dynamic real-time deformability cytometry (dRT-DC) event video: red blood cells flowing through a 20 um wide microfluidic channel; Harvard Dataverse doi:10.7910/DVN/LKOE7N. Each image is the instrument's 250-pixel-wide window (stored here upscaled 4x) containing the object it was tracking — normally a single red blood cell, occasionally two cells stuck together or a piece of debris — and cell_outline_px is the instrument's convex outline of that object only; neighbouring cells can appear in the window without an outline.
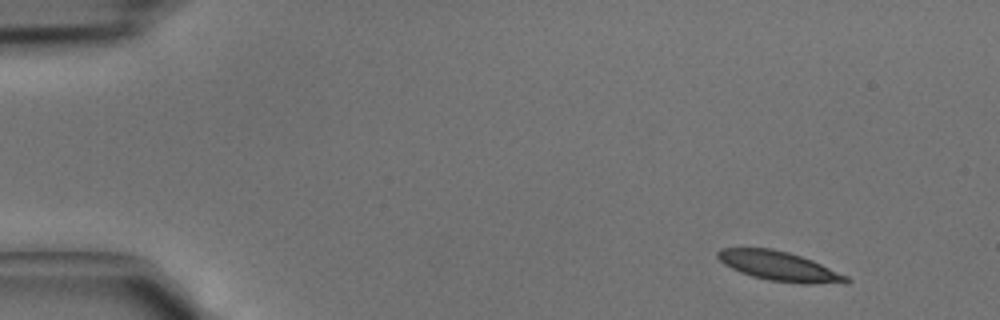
{"species": "common noctule bat (a hibernating species)", "species_latin": "Nyctalus noctula", "temperature_condition": "cold", "stored_images_in_passage": 3, "camera_frame_rate_fps": 3000, "um_per_image_px": 0.085, "animal": {"sex": "male", "body_mass_g": 15.6}, "frame": {"image": 1, "passage_image": 1, "time_ms": 0.0, "image_size_px": [1000, 320], "cell_outline_px": [[852, 280], [808, 284], [804, 284], [768, 280], [752, 276], [740, 272], [724, 264], [716, 256], [716, 252], [720, 248], [772, 248], [788, 252], [812, 260], [848, 276]], "centroid_in_image_um": [66.15, 22.6], "position_along_channel_um": 18.8, "area_um2": 21.68}}